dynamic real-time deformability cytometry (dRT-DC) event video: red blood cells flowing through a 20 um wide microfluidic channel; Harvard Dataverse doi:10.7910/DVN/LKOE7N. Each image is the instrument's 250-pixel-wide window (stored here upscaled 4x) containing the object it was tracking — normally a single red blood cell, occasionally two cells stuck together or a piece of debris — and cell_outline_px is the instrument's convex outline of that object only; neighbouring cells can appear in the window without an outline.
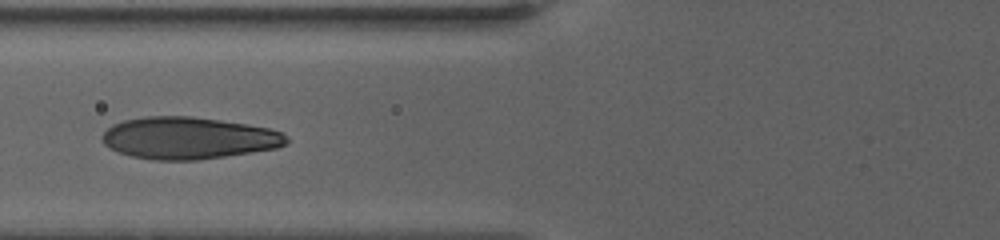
{"species": "human", "species_latin": "Homo sapiens", "temperature_condition": "warm", "stored_images_in_passage": 9, "camera_frame_rate_fps": 3000, "um_per_image_px": 0.085, "donor": {"sex": "female"}, "frame": {"image": 1, "passage_image": 7, "time_ms": 5.667, "image_size_px": [1000, 240], "cell_outline_px": [[288, 144], [276, 148], [252, 152], [196, 160], [156, 160], [132, 156], [108, 148], [100, 140], [100, 136], [112, 124], [124, 120], [148, 116], [192, 116], [220, 120], [268, 128], [280, 132], [288, 136]], "centroid_in_image_um": [15.99, 11.73], "position_along_channel_um": 109.8, "area_um2": 45.03}}
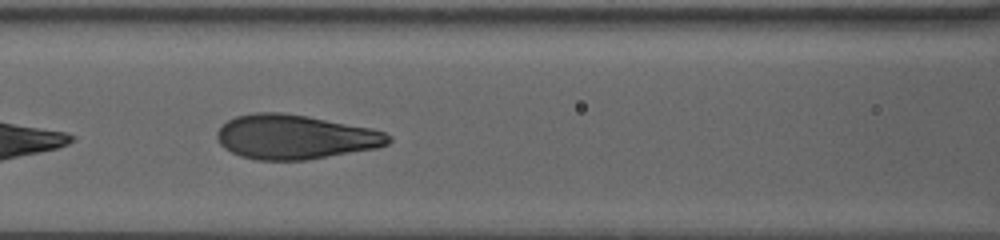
{"frame": {"image": 2, "passage_image": 8, "time_ms": 6.667, "image_size_px": [1000, 240], "cell_outline_px": [[392, 140], [388, 144], [376, 148], [308, 160], [256, 160], [240, 156], [224, 148], [220, 144], [216, 136], [216, 132], [228, 120], [236, 116], [256, 112], [280, 112], [304, 116], [372, 128], [384, 132], [392, 136]], "centroid_in_image_um": [25.08, 11.65], "position_along_channel_um": 141.5, "area_um2": 44.27}}